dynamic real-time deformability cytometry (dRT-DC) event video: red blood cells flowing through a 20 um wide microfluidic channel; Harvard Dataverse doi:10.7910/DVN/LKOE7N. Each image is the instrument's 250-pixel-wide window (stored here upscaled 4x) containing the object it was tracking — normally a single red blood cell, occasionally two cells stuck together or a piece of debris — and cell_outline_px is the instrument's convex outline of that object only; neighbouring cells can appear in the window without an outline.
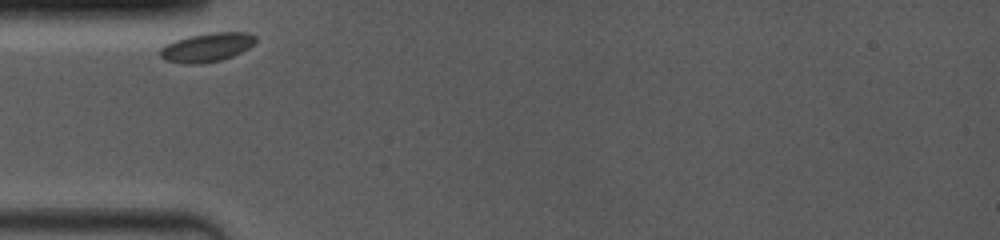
{"species": "common noctule bat (a hibernating species)", "species_latin": "Nyctalus noctula", "temperature_condition": "room temperature", "stored_images_in_passage": 21, "camera_frame_rate_fps": 4000, "um_per_image_px": 0.085, "animal": {"sex": "female", "body_mass_g": 19.0, "forearm_length_mm": 53.3}, "frame": {"image": 1, "passage_image": 1, "time_ms": 0.0, "image_size_px": [1000, 240], "cell_outline_px": [[256, 40], [248, 48], [232, 56], [220, 60], [204, 64], [180, 64], [164, 60], [160, 56], [160, 48], [164, 44], [188, 36], [212, 32], [248, 32], [256, 36]], "centroid_in_image_um": [17.54, 4.03], "position_along_channel_um": 67.5, "area_um2": 16.24}}